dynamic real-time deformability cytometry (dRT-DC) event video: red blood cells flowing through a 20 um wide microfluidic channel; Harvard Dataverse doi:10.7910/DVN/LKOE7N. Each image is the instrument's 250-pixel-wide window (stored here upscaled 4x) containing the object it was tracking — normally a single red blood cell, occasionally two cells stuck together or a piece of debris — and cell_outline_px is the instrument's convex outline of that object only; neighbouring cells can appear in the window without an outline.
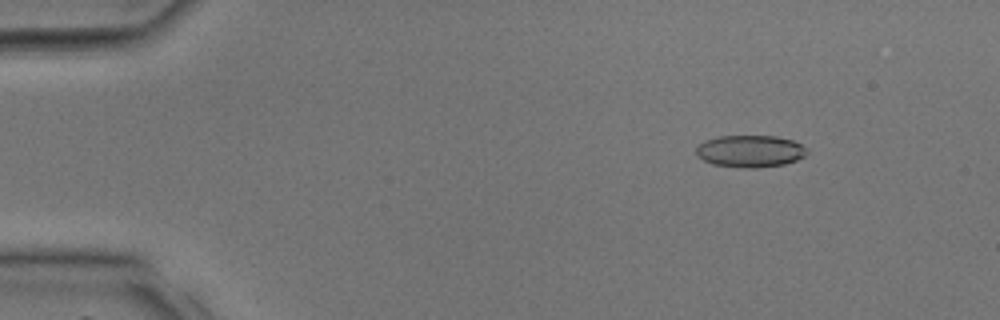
{"species": "common noctule bat (a hibernating species)", "species_latin": "Nyctalus noctula", "temperature_condition": "room temperature", "stored_images_in_passage": 13, "camera_frame_rate_fps": 3000, "um_per_image_px": 0.085, "animal": {"sex": "male", "body_mass_g": 17.9, "forearm_length_mm": 54.2}, "frame": {"image": 1, "passage_image": 5, "time_ms": 1.333, "image_size_px": [1000, 320], "cell_outline_px": [[808, 152], [804, 156], [796, 160], [784, 164], [756, 168], [744, 168], [712, 164], [696, 156], [696, 148], [704, 140], [720, 136], [776, 136], [792, 140], [808, 148]], "centroid_in_image_um": [63.76, 12.85], "position_along_channel_um": 21.2, "area_um2": 20.75}}